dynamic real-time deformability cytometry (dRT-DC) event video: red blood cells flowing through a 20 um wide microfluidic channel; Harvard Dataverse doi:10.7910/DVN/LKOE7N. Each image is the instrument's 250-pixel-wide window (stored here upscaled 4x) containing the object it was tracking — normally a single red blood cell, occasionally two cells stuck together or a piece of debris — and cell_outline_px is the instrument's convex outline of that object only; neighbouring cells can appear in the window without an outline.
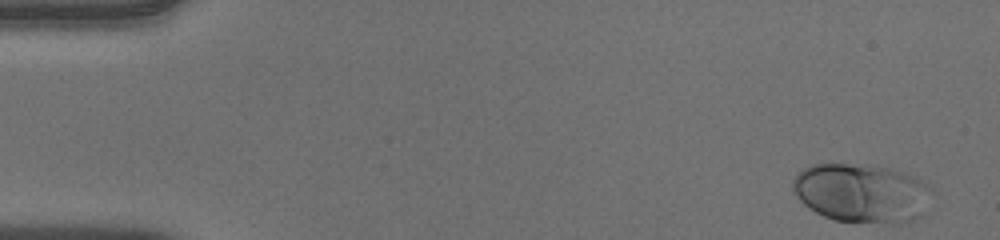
{"species": "human", "species_latin": "Homo sapiens", "temperature_condition": "warm", "stored_images_in_passage": 50, "camera_frame_rate_fps": 3000, "um_per_image_px": 0.085, "donor": {"sex": "male"}, "frame": {"image": 1, "passage_image": 1, "time_ms": 0.0, "image_size_px": [1000, 240], "cell_outline_px": [[932, 188], [920, 216], [912, 220], [900, 224], [836, 220], [824, 216], [816, 212], [804, 204], [796, 196], [792, 188], [792, 180], [804, 168], [812, 164], [868, 164], [888, 168], [912, 176], [928, 184]], "centroid_in_image_um": [73.21, 16.4], "position_along_channel_um": 11.8, "area_um2": 47.4}}
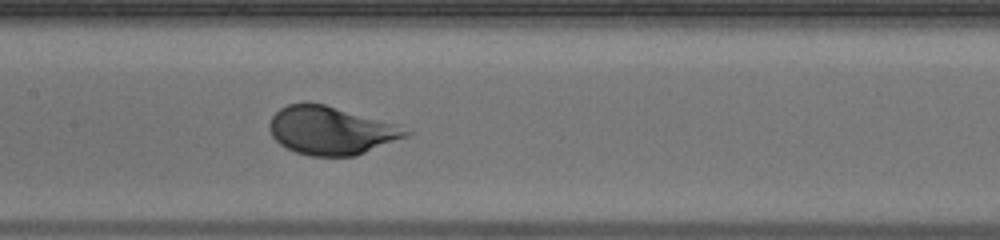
{"frame": {"image": 2, "passage_image": 24, "time_ms": 7.667, "image_size_px": [1000, 240], "cell_outline_px": [[412, 132], [408, 136], [356, 156], [312, 156], [296, 152], [280, 144], [272, 136], [268, 128], [268, 124], [272, 116], [280, 108], [288, 104], [324, 104], [392, 124]], "centroid_in_image_um": [28.08, 11.12], "position_along_channel_um": 179.3, "area_um2": 37.51}}
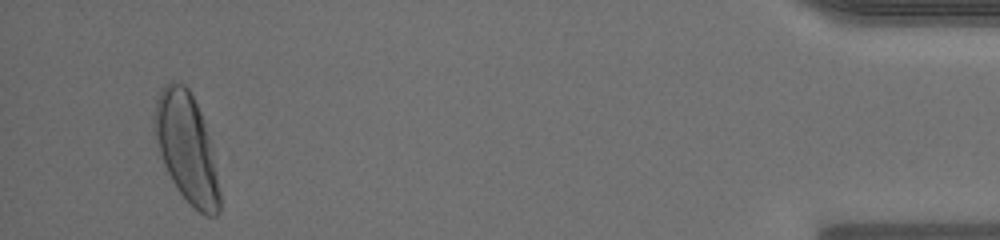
{"frame": {"image": 3, "passage_image": 48, "time_ms": 15.667, "image_size_px": [1000, 240], "cell_outline_px": [[220, 212], [216, 216], [204, 216], [176, 188], [160, 156], [152, 128], [152, 116], [156, 100], [164, 84], [172, 80], [176, 80], [184, 84], [188, 88], [200, 112], [212, 144], [220, 192]], "centroid_in_image_um": [15.84, 12.53], "position_along_channel_um": 419.4, "area_um2": 41.67}, "authors_computed_cell_mechanics": {"area_um2": 38.7549, "velocity_mm_per_s": 3.9345, "shape_relaxation_time_tau1_ms": 2.6283, "shape_relaxation_time_tau2_ms": null, "deformation_change_tau1": 0.1951, "deformation_change_tau2": null}}